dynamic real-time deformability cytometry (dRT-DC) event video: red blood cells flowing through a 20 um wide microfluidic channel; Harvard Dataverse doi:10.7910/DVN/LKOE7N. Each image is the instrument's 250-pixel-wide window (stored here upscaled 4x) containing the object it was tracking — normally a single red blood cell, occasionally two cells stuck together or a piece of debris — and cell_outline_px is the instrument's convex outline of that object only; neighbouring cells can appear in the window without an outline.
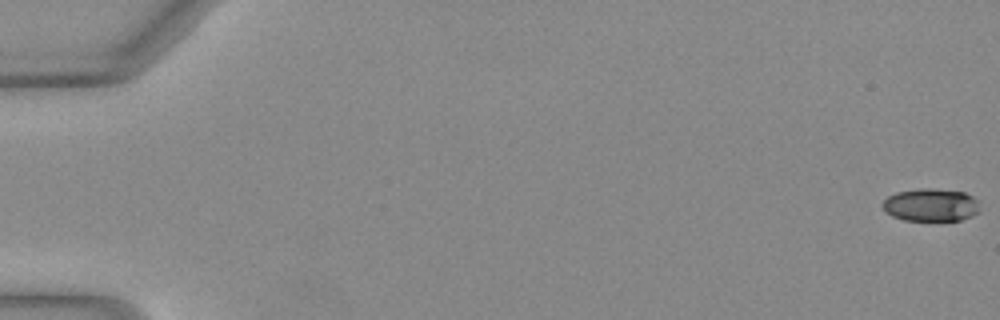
{"species": "Egyptian fruit bat (a non-hibernating species)", "species_latin": "Rousettus aegyptiacus", "temperature_condition": "warm", "stored_images_in_passage": 51, "camera_frame_rate_fps": 3000, "um_per_image_px": 0.085, "animal": {"sex": "female"}, "frame": {"image": 1, "passage_image": 1, "time_ms": 0.0, "image_size_px": [1000, 320], "cell_outline_px": [[980, 212], [972, 216], [960, 220], [904, 220], [892, 216], [884, 212], [880, 204], [888, 196], [896, 192], [920, 188], [932, 188], [964, 192], [980, 200]], "centroid_in_image_um": [79.13, 17.41], "position_along_channel_um": 5.9, "area_um2": 18.96}}
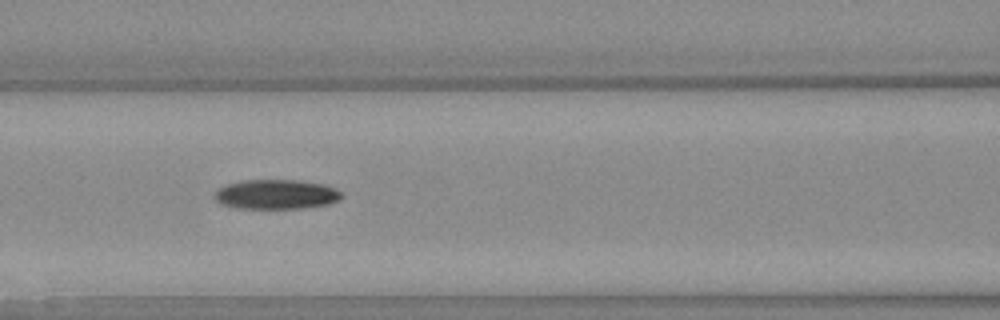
{"frame": {"image": 2, "passage_image": 24, "time_ms": 7.667, "image_size_px": [1000, 320], "cell_outline_px": [[344, 196], [340, 200], [328, 204], [304, 208], [240, 208], [224, 204], [216, 200], [216, 188], [228, 184], [244, 180], [296, 180], [320, 184], [332, 188], [340, 192]], "centroid_in_image_um": [23.49, 16.52], "position_along_channel_um": 143.1, "area_um2": 21.56}}
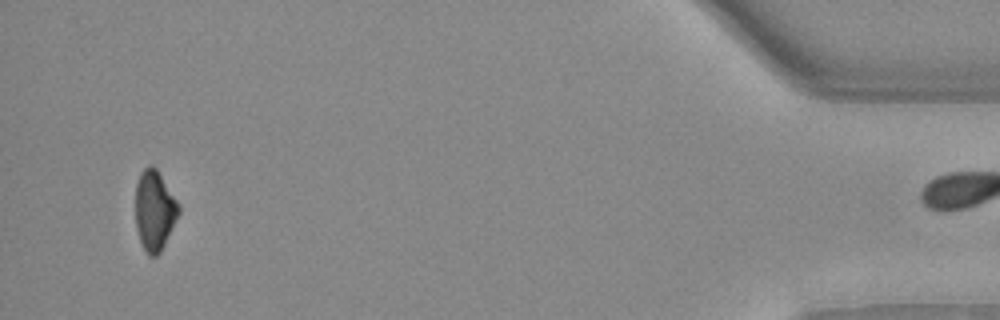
{"frame": {"image": 3, "passage_image": 50, "time_ms": 16.333, "image_size_px": [1000, 320], "cell_outline_px": [[180, 212], [160, 252], [156, 256], [148, 256], [140, 240], [136, 228], [136, 184], [140, 172], [148, 164], [152, 164], [156, 168], [180, 204]], "centroid_in_image_um": [13.13, 17.85], "position_along_channel_um": 422.1, "area_um2": 20.11}, "authors_computed_cell_mechanics": {"area_um2": 21.097, "velocity_mm_per_s": 4.0983, "shape_relaxation_time_tau1_ms": 3.2554, "shape_relaxation_time_tau2_ms": null, "deformation_change_tau1": 0.1493, "deformation_change_tau2": null}}